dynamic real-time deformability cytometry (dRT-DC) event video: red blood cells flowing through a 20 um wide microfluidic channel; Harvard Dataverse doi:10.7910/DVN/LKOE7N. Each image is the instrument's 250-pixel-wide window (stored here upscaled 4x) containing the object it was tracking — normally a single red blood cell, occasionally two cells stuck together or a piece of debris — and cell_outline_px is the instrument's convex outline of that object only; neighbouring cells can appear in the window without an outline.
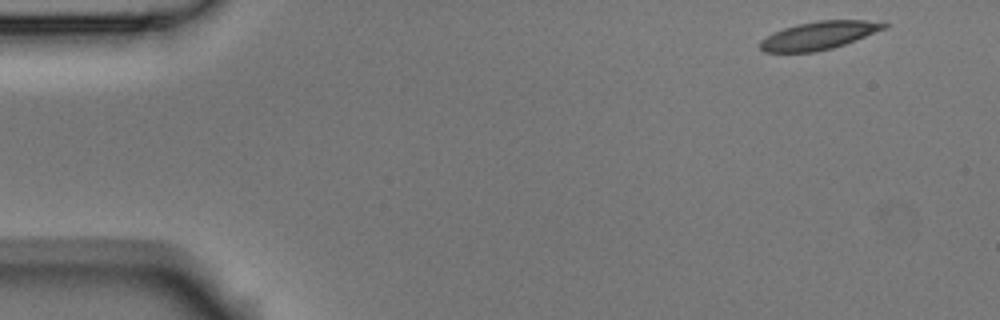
{"species": "Egyptian fruit bat (a non-hibernating species)", "species_latin": "Rousettus aegyptiacus", "temperature_condition": "room temperature", "stored_images_in_passage": 3, "camera_frame_rate_fps": 3000, "um_per_image_px": 0.085, "animal": {"sex": "male"}, "frame": {"image": 1, "passage_image": 1, "time_ms": 0.0, "image_size_px": [1000, 320], "cell_outline_px": [[888, 28], [844, 44], [832, 48], [816, 52], [764, 52], [760, 48], [760, 40], [772, 32], [796, 24], [816, 20], [864, 20], [888, 24]], "centroid_in_image_um": [69.58, 3.01], "position_along_channel_um": 15.4, "area_um2": 20.29}}